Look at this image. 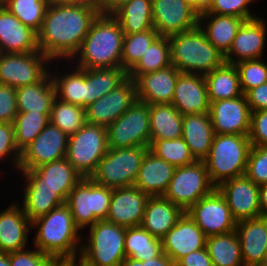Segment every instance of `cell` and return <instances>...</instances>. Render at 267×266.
Here are the masks:
<instances>
[{
	"mask_svg": "<svg viewBox=\"0 0 267 266\" xmlns=\"http://www.w3.org/2000/svg\"><path fill=\"white\" fill-rule=\"evenodd\" d=\"M244 21L243 18L230 15L200 13L198 25L204 31L207 40L225 55Z\"/></svg>",
	"mask_w": 267,
	"mask_h": 266,
	"instance_id": "obj_32",
	"label": "cell"
},
{
	"mask_svg": "<svg viewBox=\"0 0 267 266\" xmlns=\"http://www.w3.org/2000/svg\"><path fill=\"white\" fill-rule=\"evenodd\" d=\"M20 158L21 152L15 142L13 123L0 122V166L4 163L6 165L9 162L11 170H18Z\"/></svg>",
	"mask_w": 267,
	"mask_h": 266,
	"instance_id": "obj_48",
	"label": "cell"
},
{
	"mask_svg": "<svg viewBox=\"0 0 267 266\" xmlns=\"http://www.w3.org/2000/svg\"><path fill=\"white\" fill-rule=\"evenodd\" d=\"M22 189V201H18V203L31 222L47 215L52 209L65 204V201L55 190L49 187L22 186Z\"/></svg>",
	"mask_w": 267,
	"mask_h": 266,
	"instance_id": "obj_38",
	"label": "cell"
},
{
	"mask_svg": "<svg viewBox=\"0 0 267 266\" xmlns=\"http://www.w3.org/2000/svg\"><path fill=\"white\" fill-rule=\"evenodd\" d=\"M247 266H267V263H260V264H252Z\"/></svg>",
	"mask_w": 267,
	"mask_h": 266,
	"instance_id": "obj_64",
	"label": "cell"
},
{
	"mask_svg": "<svg viewBox=\"0 0 267 266\" xmlns=\"http://www.w3.org/2000/svg\"><path fill=\"white\" fill-rule=\"evenodd\" d=\"M209 115L215 134H249L251 110L244 94L210 102Z\"/></svg>",
	"mask_w": 267,
	"mask_h": 266,
	"instance_id": "obj_20",
	"label": "cell"
},
{
	"mask_svg": "<svg viewBox=\"0 0 267 266\" xmlns=\"http://www.w3.org/2000/svg\"><path fill=\"white\" fill-rule=\"evenodd\" d=\"M0 266H10L8 253L0 252Z\"/></svg>",
	"mask_w": 267,
	"mask_h": 266,
	"instance_id": "obj_61",
	"label": "cell"
},
{
	"mask_svg": "<svg viewBox=\"0 0 267 266\" xmlns=\"http://www.w3.org/2000/svg\"><path fill=\"white\" fill-rule=\"evenodd\" d=\"M206 249L213 266H244L237 232L209 236Z\"/></svg>",
	"mask_w": 267,
	"mask_h": 266,
	"instance_id": "obj_39",
	"label": "cell"
},
{
	"mask_svg": "<svg viewBox=\"0 0 267 266\" xmlns=\"http://www.w3.org/2000/svg\"><path fill=\"white\" fill-rule=\"evenodd\" d=\"M52 61L40 51L2 53L0 55V83L13 88L41 81L49 72Z\"/></svg>",
	"mask_w": 267,
	"mask_h": 266,
	"instance_id": "obj_12",
	"label": "cell"
},
{
	"mask_svg": "<svg viewBox=\"0 0 267 266\" xmlns=\"http://www.w3.org/2000/svg\"><path fill=\"white\" fill-rule=\"evenodd\" d=\"M108 149L106 127L86 122L69 136L66 159L83 178H90Z\"/></svg>",
	"mask_w": 267,
	"mask_h": 266,
	"instance_id": "obj_9",
	"label": "cell"
},
{
	"mask_svg": "<svg viewBox=\"0 0 267 266\" xmlns=\"http://www.w3.org/2000/svg\"><path fill=\"white\" fill-rule=\"evenodd\" d=\"M182 137L197 161H203L209 154L215 137L209 113L184 115Z\"/></svg>",
	"mask_w": 267,
	"mask_h": 266,
	"instance_id": "obj_31",
	"label": "cell"
},
{
	"mask_svg": "<svg viewBox=\"0 0 267 266\" xmlns=\"http://www.w3.org/2000/svg\"><path fill=\"white\" fill-rule=\"evenodd\" d=\"M69 136L50 122L21 152L18 170H32L42 164L66 158Z\"/></svg>",
	"mask_w": 267,
	"mask_h": 266,
	"instance_id": "obj_15",
	"label": "cell"
},
{
	"mask_svg": "<svg viewBox=\"0 0 267 266\" xmlns=\"http://www.w3.org/2000/svg\"><path fill=\"white\" fill-rule=\"evenodd\" d=\"M123 38L120 23L112 15L99 14L69 62L80 69L121 67Z\"/></svg>",
	"mask_w": 267,
	"mask_h": 266,
	"instance_id": "obj_3",
	"label": "cell"
},
{
	"mask_svg": "<svg viewBox=\"0 0 267 266\" xmlns=\"http://www.w3.org/2000/svg\"><path fill=\"white\" fill-rule=\"evenodd\" d=\"M185 211L163 196L149 197L141 226L159 239L178 222Z\"/></svg>",
	"mask_w": 267,
	"mask_h": 266,
	"instance_id": "obj_30",
	"label": "cell"
},
{
	"mask_svg": "<svg viewBox=\"0 0 267 266\" xmlns=\"http://www.w3.org/2000/svg\"><path fill=\"white\" fill-rule=\"evenodd\" d=\"M148 198L136 186L112 189L106 220L125 228L140 226Z\"/></svg>",
	"mask_w": 267,
	"mask_h": 266,
	"instance_id": "obj_21",
	"label": "cell"
},
{
	"mask_svg": "<svg viewBox=\"0 0 267 266\" xmlns=\"http://www.w3.org/2000/svg\"><path fill=\"white\" fill-rule=\"evenodd\" d=\"M112 188L82 178L70 191L65 204L70 208L75 225L85 231L98 220H106Z\"/></svg>",
	"mask_w": 267,
	"mask_h": 266,
	"instance_id": "obj_8",
	"label": "cell"
},
{
	"mask_svg": "<svg viewBox=\"0 0 267 266\" xmlns=\"http://www.w3.org/2000/svg\"><path fill=\"white\" fill-rule=\"evenodd\" d=\"M53 63L55 62L50 64V76L55 88V97L62 102L86 108V69H80L76 66L72 68L69 61H67L68 64L64 61L63 67H58V61H56V66ZM64 65L70 66L65 72L64 69L62 72L57 69V67L64 68Z\"/></svg>",
	"mask_w": 267,
	"mask_h": 266,
	"instance_id": "obj_29",
	"label": "cell"
},
{
	"mask_svg": "<svg viewBox=\"0 0 267 266\" xmlns=\"http://www.w3.org/2000/svg\"><path fill=\"white\" fill-rule=\"evenodd\" d=\"M176 266H213V264L205 247L180 258Z\"/></svg>",
	"mask_w": 267,
	"mask_h": 266,
	"instance_id": "obj_55",
	"label": "cell"
},
{
	"mask_svg": "<svg viewBox=\"0 0 267 266\" xmlns=\"http://www.w3.org/2000/svg\"><path fill=\"white\" fill-rule=\"evenodd\" d=\"M262 59L244 60L237 62L240 87L245 95L250 89L258 87L267 82V63Z\"/></svg>",
	"mask_w": 267,
	"mask_h": 266,
	"instance_id": "obj_47",
	"label": "cell"
},
{
	"mask_svg": "<svg viewBox=\"0 0 267 266\" xmlns=\"http://www.w3.org/2000/svg\"><path fill=\"white\" fill-rule=\"evenodd\" d=\"M186 213L207 237L229 233L237 226L225 198L217 189L201 198Z\"/></svg>",
	"mask_w": 267,
	"mask_h": 266,
	"instance_id": "obj_14",
	"label": "cell"
},
{
	"mask_svg": "<svg viewBox=\"0 0 267 266\" xmlns=\"http://www.w3.org/2000/svg\"><path fill=\"white\" fill-rule=\"evenodd\" d=\"M216 189L211 182L204 161L175 168L163 197L182 208L185 212L201 198Z\"/></svg>",
	"mask_w": 267,
	"mask_h": 266,
	"instance_id": "obj_10",
	"label": "cell"
},
{
	"mask_svg": "<svg viewBox=\"0 0 267 266\" xmlns=\"http://www.w3.org/2000/svg\"><path fill=\"white\" fill-rule=\"evenodd\" d=\"M175 168L148 150L142 160L134 186L149 197L163 196L173 178Z\"/></svg>",
	"mask_w": 267,
	"mask_h": 266,
	"instance_id": "obj_28",
	"label": "cell"
},
{
	"mask_svg": "<svg viewBox=\"0 0 267 266\" xmlns=\"http://www.w3.org/2000/svg\"><path fill=\"white\" fill-rule=\"evenodd\" d=\"M99 14L94 9L64 5L51 0L37 33L39 51L52 62L70 61Z\"/></svg>",
	"mask_w": 267,
	"mask_h": 266,
	"instance_id": "obj_1",
	"label": "cell"
},
{
	"mask_svg": "<svg viewBox=\"0 0 267 266\" xmlns=\"http://www.w3.org/2000/svg\"><path fill=\"white\" fill-rule=\"evenodd\" d=\"M209 102L242 96L239 73L235 64L224 63L204 75Z\"/></svg>",
	"mask_w": 267,
	"mask_h": 266,
	"instance_id": "obj_35",
	"label": "cell"
},
{
	"mask_svg": "<svg viewBox=\"0 0 267 266\" xmlns=\"http://www.w3.org/2000/svg\"><path fill=\"white\" fill-rule=\"evenodd\" d=\"M124 249L126 257L138 261L149 260L163 253L161 239L151 235L141 225L126 228Z\"/></svg>",
	"mask_w": 267,
	"mask_h": 266,
	"instance_id": "obj_40",
	"label": "cell"
},
{
	"mask_svg": "<svg viewBox=\"0 0 267 266\" xmlns=\"http://www.w3.org/2000/svg\"><path fill=\"white\" fill-rule=\"evenodd\" d=\"M112 16L120 23L124 34L143 32L153 27L152 0H131Z\"/></svg>",
	"mask_w": 267,
	"mask_h": 266,
	"instance_id": "obj_36",
	"label": "cell"
},
{
	"mask_svg": "<svg viewBox=\"0 0 267 266\" xmlns=\"http://www.w3.org/2000/svg\"><path fill=\"white\" fill-rule=\"evenodd\" d=\"M251 147L248 135L215 134L203 160L211 182L217 187L225 180L244 175Z\"/></svg>",
	"mask_w": 267,
	"mask_h": 266,
	"instance_id": "obj_6",
	"label": "cell"
},
{
	"mask_svg": "<svg viewBox=\"0 0 267 266\" xmlns=\"http://www.w3.org/2000/svg\"><path fill=\"white\" fill-rule=\"evenodd\" d=\"M170 65L169 39L168 37L159 36L142 55L138 63L128 72V77L135 80L141 74L155 72Z\"/></svg>",
	"mask_w": 267,
	"mask_h": 266,
	"instance_id": "obj_41",
	"label": "cell"
},
{
	"mask_svg": "<svg viewBox=\"0 0 267 266\" xmlns=\"http://www.w3.org/2000/svg\"><path fill=\"white\" fill-rule=\"evenodd\" d=\"M245 96L251 112L267 110V82L250 89Z\"/></svg>",
	"mask_w": 267,
	"mask_h": 266,
	"instance_id": "obj_54",
	"label": "cell"
},
{
	"mask_svg": "<svg viewBox=\"0 0 267 266\" xmlns=\"http://www.w3.org/2000/svg\"><path fill=\"white\" fill-rule=\"evenodd\" d=\"M106 129L109 148L150 147L149 104L136 100Z\"/></svg>",
	"mask_w": 267,
	"mask_h": 266,
	"instance_id": "obj_11",
	"label": "cell"
},
{
	"mask_svg": "<svg viewBox=\"0 0 267 266\" xmlns=\"http://www.w3.org/2000/svg\"><path fill=\"white\" fill-rule=\"evenodd\" d=\"M216 189L225 198L237 222L261 217L259 185L245 174L223 181Z\"/></svg>",
	"mask_w": 267,
	"mask_h": 266,
	"instance_id": "obj_17",
	"label": "cell"
},
{
	"mask_svg": "<svg viewBox=\"0 0 267 266\" xmlns=\"http://www.w3.org/2000/svg\"><path fill=\"white\" fill-rule=\"evenodd\" d=\"M23 178L22 186L49 187L66 202L70 191L83 178L66 159L42 164L32 170H15Z\"/></svg>",
	"mask_w": 267,
	"mask_h": 266,
	"instance_id": "obj_13",
	"label": "cell"
},
{
	"mask_svg": "<svg viewBox=\"0 0 267 266\" xmlns=\"http://www.w3.org/2000/svg\"><path fill=\"white\" fill-rule=\"evenodd\" d=\"M248 137L251 142V146L267 145V110L251 112Z\"/></svg>",
	"mask_w": 267,
	"mask_h": 266,
	"instance_id": "obj_52",
	"label": "cell"
},
{
	"mask_svg": "<svg viewBox=\"0 0 267 266\" xmlns=\"http://www.w3.org/2000/svg\"><path fill=\"white\" fill-rule=\"evenodd\" d=\"M259 202L261 216L267 217V183L259 185Z\"/></svg>",
	"mask_w": 267,
	"mask_h": 266,
	"instance_id": "obj_59",
	"label": "cell"
},
{
	"mask_svg": "<svg viewBox=\"0 0 267 266\" xmlns=\"http://www.w3.org/2000/svg\"><path fill=\"white\" fill-rule=\"evenodd\" d=\"M31 229L36 231L32 247L56 260H78L83 233L75 225L66 204L32 221Z\"/></svg>",
	"mask_w": 267,
	"mask_h": 266,
	"instance_id": "obj_2",
	"label": "cell"
},
{
	"mask_svg": "<svg viewBox=\"0 0 267 266\" xmlns=\"http://www.w3.org/2000/svg\"><path fill=\"white\" fill-rule=\"evenodd\" d=\"M55 98L50 72L37 83L16 88L18 112L51 113Z\"/></svg>",
	"mask_w": 267,
	"mask_h": 266,
	"instance_id": "obj_33",
	"label": "cell"
},
{
	"mask_svg": "<svg viewBox=\"0 0 267 266\" xmlns=\"http://www.w3.org/2000/svg\"><path fill=\"white\" fill-rule=\"evenodd\" d=\"M6 0H0V7H4Z\"/></svg>",
	"mask_w": 267,
	"mask_h": 266,
	"instance_id": "obj_66",
	"label": "cell"
},
{
	"mask_svg": "<svg viewBox=\"0 0 267 266\" xmlns=\"http://www.w3.org/2000/svg\"><path fill=\"white\" fill-rule=\"evenodd\" d=\"M49 121L68 136L75 134L87 121L85 108L53 100Z\"/></svg>",
	"mask_w": 267,
	"mask_h": 266,
	"instance_id": "obj_43",
	"label": "cell"
},
{
	"mask_svg": "<svg viewBox=\"0 0 267 266\" xmlns=\"http://www.w3.org/2000/svg\"><path fill=\"white\" fill-rule=\"evenodd\" d=\"M149 147L109 148L90 179L109 188L134 186Z\"/></svg>",
	"mask_w": 267,
	"mask_h": 266,
	"instance_id": "obj_7",
	"label": "cell"
},
{
	"mask_svg": "<svg viewBox=\"0 0 267 266\" xmlns=\"http://www.w3.org/2000/svg\"><path fill=\"white\" fill-rule=\"evenodd\" d=\"M31 248L8 253L10 266H52L57 261L36 247Z\"/></svg>",
	"mask_w": 267,
	"mask_h": 266,
	"instance_id": "obj_51",
	"label": "cell"
},
{
	"mask_svg": "<svg viewBox=\"0 0 267 266\" xmlns=\"http://www.w3.org/2000/svg\"><path fill=\"white\" fill-rule=\"evenodd\" d=\"M261 15L242 23L230 50L224 55L225 63L236 64L240 61L264 57L267 43V20H264V16Z\"/></svg>",
	"mask_w": 267,
	"mask_h": 266,
	"instance_id": "obj_19",
	"label": "cell"
},
{
	"mask_svg": "<svg viewBox=\"0 0 267 266\" xmlns=\"http://www.w3.org/2000/svg\"><path fill=\"white\" fill-rule=\"evenodd\" d=\"M213 0H196V11L200 14L206 12L212 5Z\"/></svg>",
	"mask_w": 267,
	"mask_h": 266,
	"instance_id": "obj_60",
	"label": "cell"
},
{
	"mask_svg": "<svg viewBox=\"0 0 267 266\" xmlns=\"http://www.w3.org/2000/svg\"><path fill=\"white\" fill-rule=\"evenodd\" d=\"M186 2H188L190 5L193 6V8L196 10V0H185Z\"/></svg>",
	"mask_w": 267,
	"mask_h": 266,
	"instance_id": "obj_63",
	"label": "cell"
},
{
	"mask_svg": "<svg viewBox=\"0 0 267 266\" xmlns=\"http://www.w3.org/2000/svg\"><path fill=\"white\" fill-rule=\"evenodd\" d=\"M75 266H84L81 262H79L78 260H75Z\"/></svg>",
	"mask_w": 267,
	"mask_h": 266,
	"instance_id": "obj_65",
	"label": "cell"
},
{
	"mask_svg": "<svg viewBox=\"0 0 267 266\" xmlns=\"http://www.w3.org/2000/svg\"><path fill=\"white\" fill-rule=\"evenodd\" d=\"M1 53H29L39 51L37 33L25 26L5 6L0 7Z\"/></svg>",
	"mask_w": 267,
	"mask_h": 266,
	"instance_id": "obj_26",
	"label": "cell"
},
{
	"mask_svg": "<svg viewBox=\"0 0 267 266\" xmlns=\"http://www.w3.org/2000/svg\"><path fill=\"white\" fill-rule=\"evenodd\" d=\"M136 100L135 82L128 77L116 89L85 108L86 121L107 127L123 115Z\"/></svg>",
	"mask_w": 267,
	"mask_h": 266,
	"instance_id": "obj_18",
	"label": "cell"
},
{
	"mask_svg": "<svg viewBox=\"0 0 267 266\" xmlns=\"http://www.w3.org/2000/svg\"><path fill=\"white\" fill-rule=\"evenodd\" d=\"M171 104L183 116L209 113L210 102L204 75L181 73Z\"/></svg>",
	"mask_w": 267,
	"mask_h": 266,
	"instance_id": "obj_25",
	"label": "cell"
},
{
	"mask_svg": "<svg viewBox=\"0 0 267 266\" xmlns=\"http://www.w3.org/2000/svg\"><path fill=\"white\" fill-rule=\"evenodd\" d=\"M159 36L154 28L143 32L124 34L121 67L128 73Z\"/></svg>",
	"mask_w": 267,
	"mask_h": 266,
	"instance_id": "obj_44",
	"label": "cell"
},
{
	"mask_svg": "<svg viewBox=\"0 0 267 266\" xmlns=\"http://www.w3.org/2000/svg\"><path fill=\"white\" fill-rule=\"evenodd\" d=\"M168 39L171 65L181 73L206 75L225 63L224 54L207 40L199 25Z\"/></svg>",
	"mask_w": 267,
	"mask_h": 266,
	"instance_id": "obj_4",
	"label": "cell"
},
{
	"mask_svg": "<svg viewBox=\"0 0 267 266\" xmlns=\"http://www.w3.org/2000/svg\"><path fill=\"white\" fill-rule=\"evenodd\" d=\"M235 231L240 240L244 266L265 263L267 217L238 221Z\"/></svg>",
	"mask_w": 267,
	"mask_h": 266,
	"instance_id": "obj_27",
	"label": "cell"
},
{
	"mask_svg": "<svg viewBox=\"0 0 267 266\" xmlns=\"http://www.w3.org/2000/svg\"><path fill=\"white\" fill-rule=\"evenodd\" d=\"M265 263H267V246H266V249H265Z\"/></svg>",
	"mask_w": 267,
	"mask_h": 266,
	"instance_id": "obj_67",
	"label": "cell"
},
{
	"mask_svg": "<svg viewBox=\"0 0 267 266\" xmlns=\"http://www.w3.org/2000/svg\"><path fill=\"white\" fill-rule=\"evenodd\" d=\"M51 0H6L5 7L25 26L36 33L41 29L46 9Z\"/></svg>",
	"mask_w": 267,
	"mask_h": 266,
	"instance_id": "obj_45",
	"label": "cell"
},
{
	"mask_svg": "<svg viewBox=\"0 0 267 266\" xmlns=\"http://www.w3.org/2000/svg\"><path fill=\"white\" fill-rule=\"evenodd\" d=\"M245 175L257 185L267 183V145L251 147Z\"/></svg>",
	"mask_w": 267,
	"mask_h": 266,
	"instance_id": "obj_50",
	"label": "cell"
},
{
	"mask_svg": "<svg viewBox=\"0 0 267 266\" xmlns=\"http://www.w3.org/2000/svg\"><path fill=\"white\" fill-rule=\"evenodd\" d=\"M61 4L97 10L101 14L102 0H55Z\"/></svg>",
	"mask_w": 267,
	"mask_h": 266,
	"instance_id": "obj_57",
	"label": "cell"
},
{
	"mask_svg": "<svg viewBox=\"0 0 267 266\" xmlns=\"http://www.w3.org/2000/svg\"><path fill=\"white\" fill-rule=\"evenodd\" d=\"M149 150L175 167L187 166L197 161L183 137L173 140H155L150 144Z\"/></svg>",
	"mask_w": 267,
	"mask_h": 266,
	"instance_id": "obj_46",
	"label": "cell"
},
{
	"mask_svg": "<svg viewBox=\"0 0 267 266\" xmlns=\"http://www.w3.org/2000/svg\"><path fill=\"white\" fill-rule=\"evenodd\" d=\"M52 266H75V260H57Z\"/></svg>",
	"mask_w": 267,
	"mask_h": 266,
	"instance_id": "obj_62",
	"label": "cell"
},
{
	"mask_svg": "<svg viewBox=\"0 0 267 266\" xmlns=\"http://www.w3.org/2000/svg\"><path fill=\"white\" fill-rule=\"evenodd\" d=\"M153 27L170 37L198 26L199 13L185 0H152Z\"/></svg>",
	"mask_w": 267,
	"mask_h": 266,
	"instance_id": "obj_16",
	"label": "cell"
},
{
	"mask_svg": "<svg viewBox=\"0 0 267 266\" xmlns=\"http://www.w3.org/2000/svg\"><path fill=\"white\" fill-rule=\"evenodd\" d=\"M150 144L182 137L183 115L172 104L149 105Z\"/></svg>",
	"mask_w": 267,
	"mask_h": 266,
	"instance_id": "obj_34",
	"label": "cell"
},
{
	"mask_svg": "<svg viewBox=\"0 0 267 266\" xmlns=\"http://www.w3.org/2000/svg\"><path fill=\"white\" fill-rule=\"evenodd\" d=\"M50 113L18 112L14 121L15 142L22 152L47 126Z\"/></svg>",
	"mask_w": 267,
	"mask_h": 266,
	"instance_id": "obj_42",
	"label": "cell"
},
{
	"mask_svg": "<svg viewBox=\"0 0 267 266\" xmlns=\"http://www.w3.org/2000/svg\"><path fill=\"white\" fill-rule=\"evenodd\" d=\"M207 236L185 212L161 238L163 253L175 263L187 254L206 247Z\"/></svg>",
	"mask_w": 267,
	"mask_h": 266,
	"instance_id": "obj_22",
	"label": "cell"
},
{
	"mask_svg": "<svg viewBox=\"0 0 267 266\" xmlns=\"http://www.w3.org/2000/svg\"><path fill=\"white\" fill-rule=\"evenodd\" d=\"M17 113L16 89L0 83V122L13 123Z\"/></svg>",
	"mask_w": 267,
	"mask_h": 266,
	"instance_id": "obj_53",
	"label": "cell"
},
{
	"mask_svg": "<svg viewBox=\"0 0 267 266\" xmlns=\"http://www.w3.org/2000/svg\"><path fill=\"white\" fill-rule=\"evenodd\" d=\"M131 0H102L101 14L112 15L119 7Z\"/></svg>",
	"mask_w": 267,
	"mask_h": 266,
	"instance_id": "obj_58",
	"label": "cell"
},
{
	"mask_svg": "<svg viewBox=\"0 0 267 266\" xmlns=\"http://www.w3.org/2000/svg\"><path fill=\"white\" fill-rule=\"evenodd\" d=\"M258 0H213L210 8L203 13H214L221 15H230L244 20L253 19L257 16V12H252L253 3Z\"/></svg>",
	"mask_w": 267,
	"mask_h": 266,
	"instance_id": "obj_49",
	"label": "cell"
},
{
	"mask_svg": "<svg viewBox=\"0 0 267 266\" xmlns=\"http://www.w3.org/2000/svg\"><path fill=\"white\" fill-rule=\"evenodd\" d=\"M31 221L18 201L0 211V252L10 253L29 247ZM31 233V234H30Z\"/></svg>",
	"mask_w": 267,
	"mask_h": 266,
	"instance_id": "obj_23",
	"label": "cell"
},
{
	"mask_svg": "<svg viewBox=\"0 0 267 266\" xmlns=\"http://www.w3.org/2000/svg\"><path fill=\"white\" fill-rule=\"evenodd\" d=\"M78 261L84 266H120L126 258V228L107 220H98L86 228Z\"/></svg>",
	"mask_w": 267,
	"mask_h": 266,
	"instance_id": "obj_5",
	"label": "cell"
},
{
	"mask_svg": "<svg viewBox=\"0 0 267 266\" xmlns=\"http://www.w3.org/2000/svg\"><path fill=\"white\" fill-rule=\"evenodd\" d=\"M120 266H176V263L166 254L162 253L158 257L150 258L145 261H138L133 258L126 257L121 262Z\"/></svg>",
	"mask_w": 267,
	"mask_h": 266,
	"instance_id": "obj_56",
	"label": "cell"
},
{
	"mask_svg": "<svg viewBox=\"0 0 267 266\" xmlns=\"http://www.w3.org/2000/svg\"><path fill=\"white\" fill-rule=\"evenodd\" d=\"M181 72L174 66L141 74L135 80L137 100L151 104H171Z\"/></svg>",
	"mask_w": 267,
	"mask_h": 266,
	"instance_id": "obj_24",
	"label": "cell"
},
{
	"mask_svg": "<svg viewBox=\"0 0 267 266\" xmlns=\"http://www.w3.org/2000/svg\"><path fill=\"white\" fill-rule=\"evenodd\" d=\"M128 78L122 67L86 69V107L116 89Z\"/></svg>",
	"mask_w": 267,
	"mask_h": 266,
	"instance_id": "obj_37",
	"label": "cell"
}]
</instances>
